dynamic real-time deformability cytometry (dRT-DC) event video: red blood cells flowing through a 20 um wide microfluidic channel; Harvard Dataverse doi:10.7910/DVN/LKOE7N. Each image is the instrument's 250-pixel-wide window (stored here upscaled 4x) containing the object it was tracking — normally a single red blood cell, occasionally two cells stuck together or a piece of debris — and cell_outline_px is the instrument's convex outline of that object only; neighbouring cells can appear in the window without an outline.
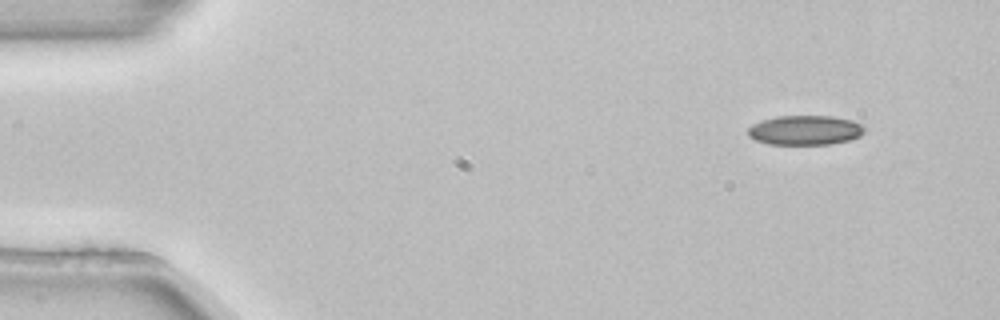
{"species": "common noctule bat (a hibernating species)", "species_latin": "Nyctalus noctula", "temperature_condition": "room temperature", "stored_images_in_passage": 4, "camera_frame_rate_fps": 3000, "um_per_image_px": 0.085, "animal": {"sex": "female", "body_mass_g": 22.7, "forearm_length_mm": 54.2}, "frame": {"image": 1, "passage_image": 1, "time_ms": 0.0, "image_size_px": [1000, 320], "cell_outline_px": [[868, 128], [860, 136], [848, 140], [832, 144], [768, 144], [756, 140], [748, 136], [748, 128], [752, 124], [760, 120], [776, 116], [832, 116], [852, 120]], "centroid_in_image_um": [68.43, 11.06], "position_along_channel_um": 16.6, "area_um2": 20.23}}
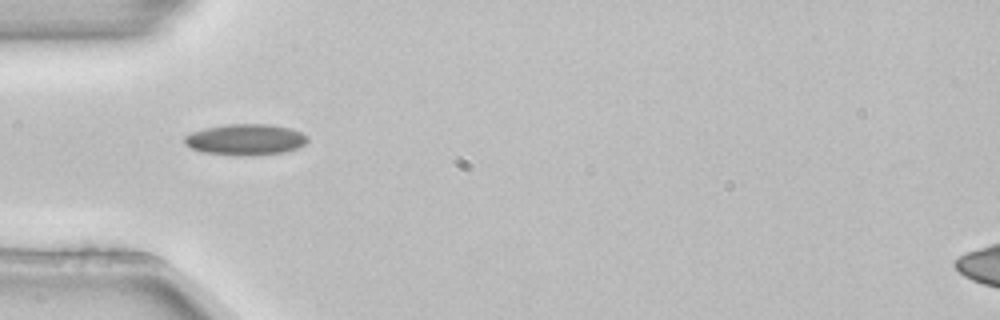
{"frame": {"image": 2, "passage_image": 4, "time_ms": 1.0, "image_size_px": [1000, 320], "cell_outline_px": [[308, 140], [300, 148], [284, 152], [244, 156], [240, 156], [204, 152], [192, 148], [184, 144], [184, 136], [192, 132], [204, 128], [228, 124], [268, 124], [292, 128], [308, 136]], "centroid_in_image_um": [20.89, 11.86], "position_along_channel_um": 64.1, "area_um2": 22.37}}